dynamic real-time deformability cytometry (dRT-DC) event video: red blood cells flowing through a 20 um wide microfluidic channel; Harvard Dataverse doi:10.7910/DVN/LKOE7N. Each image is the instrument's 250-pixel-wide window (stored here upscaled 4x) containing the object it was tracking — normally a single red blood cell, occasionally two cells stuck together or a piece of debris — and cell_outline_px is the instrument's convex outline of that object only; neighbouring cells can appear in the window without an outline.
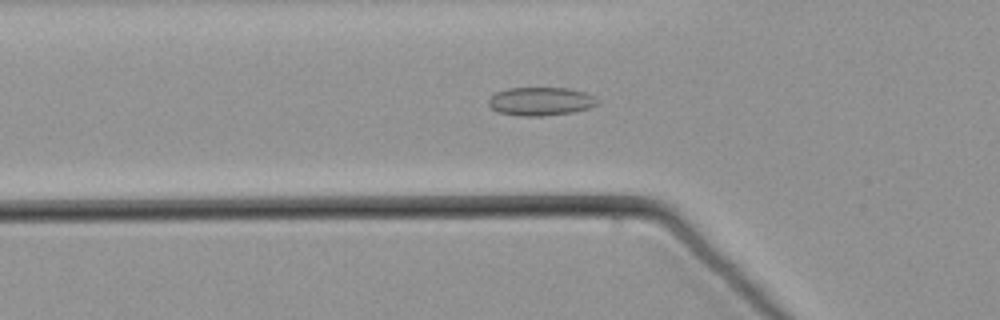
{"species": "common noctule bat (a hibernating species)", "species_latin": "Nyctalus noctula", "temperature_condition": "warm", "stored_images_in_passage": 47, "camera_frame_rate_fps": 3000, "um_per_image_px": 0.085, "animal": {"sex": "male", "body_mass_g": 21.5, "forearm_length_mm": 52.0}, "frame": {"image": 1, "passage_image": 10, "time_ms": 3.0, "image_size_px": [1000, 320], "cell_outline_px": [[600, 104], [588, 108], [572, 112], [540, 116], [520, 116], [500, 112], [492, 108], [488, 104], [488, 100], [496, 92], [508, 88], [568, 88], [584, 92], [592, 96]], "centroid_in_image_um": [45.94, 8.61], "position_along_channel_um": 79.9, "area_um2": 17.8}}
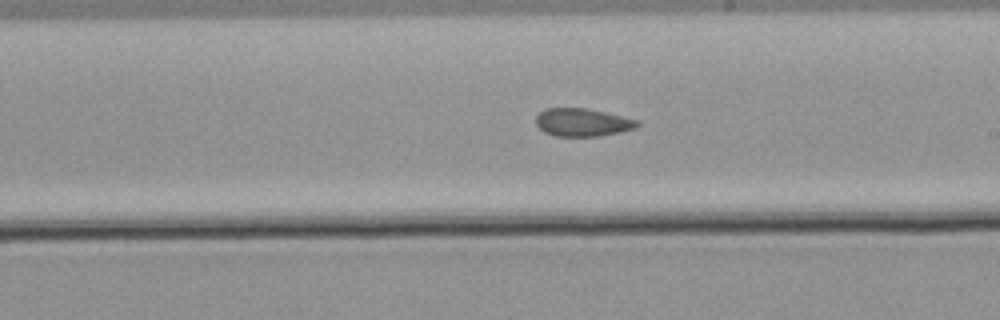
{"frame": {"image": 2, "passage_image": 23, "time_ms": 7.333, "image_size_px": [1000, 320], "cell_outline_px": [[640, 124], [636, 128], [620, 132], [600, 136], [556, 136], [544, 132], [536, 124], [536, 116], [544, 108], [584, 108], [624, 116], [640, 120]], "centroid_in_image_um": [49.53, 10.4], "position_along_channel_um": 239.5, "area_um2": 16.59}}
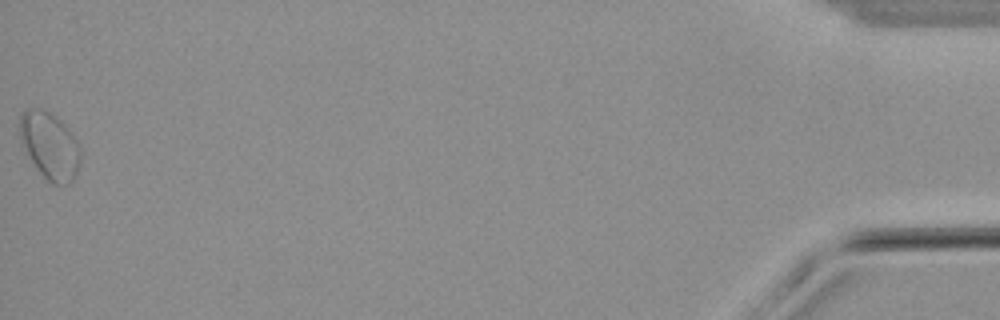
{"frame": {"image": 3, "passage_image": 47, "time_ms": 15.333, "image_size_px": [1000, 320], "cell_outline_px": [[80, 164], [72, 180], [68, 184], [52, 184], [40, 172], [32, 160], [20, 140], [20, 116], [28, 108], [44, 108], [56, 116], [68, 128], [76, 140], [80, 148]], "centroid_in_image_um": [4.24, 12.35], "position_along_channel_um": 431.0, "area_um2": 23.35}}